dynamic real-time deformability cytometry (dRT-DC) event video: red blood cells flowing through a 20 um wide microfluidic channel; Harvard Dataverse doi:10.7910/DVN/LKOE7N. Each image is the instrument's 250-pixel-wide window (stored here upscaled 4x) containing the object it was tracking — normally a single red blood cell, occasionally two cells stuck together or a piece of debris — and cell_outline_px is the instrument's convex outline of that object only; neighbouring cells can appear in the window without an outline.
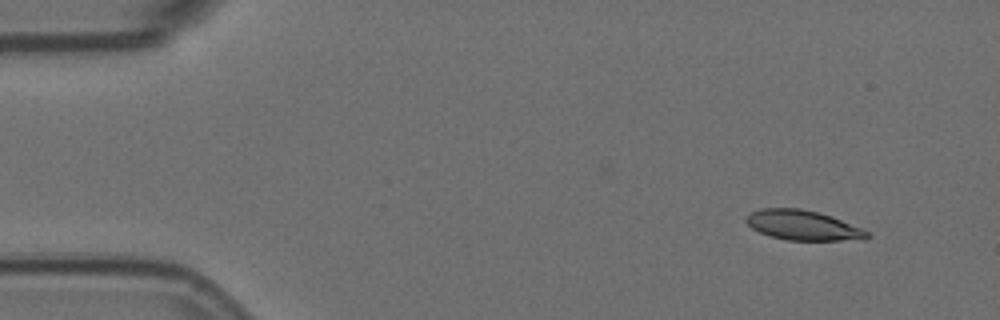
{"species": "Egyptian fruit bat (a non-hibernating species)", "species_latin": "Rousettus aegyptiacus", "temperature_condition": "room temperature", "stored_images_in_passage": 14, "camera_frame_rate_fps": 3000, "um_per_image_px": 0.085, "animal": {"sex": "female"}, "frame": {"image": 1, "passage_image": 1, "time_ms": 0.0, "image_size_px": [1000, 320], "cell_outline_px": [[872, 236], [868, 240], [788, 240], [768, 236], [752, 228], [744, 220], [752, 212], [760, 208], [800, 208], [832, 216], [860, 228], [868, 232]], "centroid_in_image_um": [68.27, 19.16], "position_along_channel_um": 16.7, "area_um2": 21.04}}
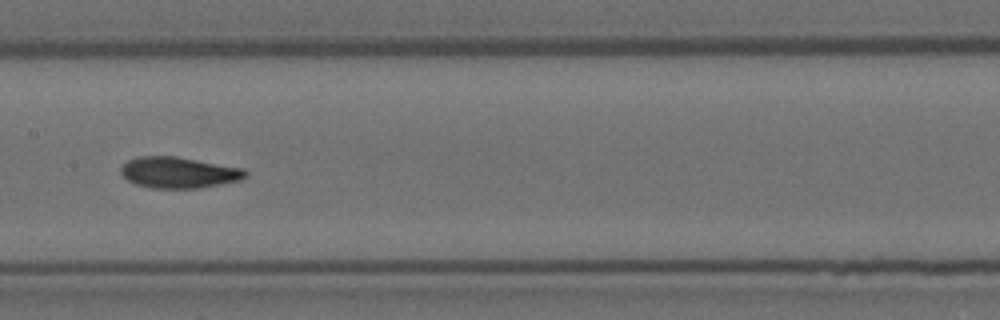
{"frame": {"image": 2, "passage_image": 7, "time_ms": 2.0, "image_size_px": [1000, 320], "cell_outline_px": [[248, 176], [240, 180], [200, 188], [152, 188], [136, 184], [128, 180], [120, 172], [120, 168], [128, 160], [140, 156], [176, 156], [244, 168], [248, 172]], "centroid_in_image_um": [15.22, 14.66], "position_along_channel_um": 192.2, "area_um2": 22.6}}
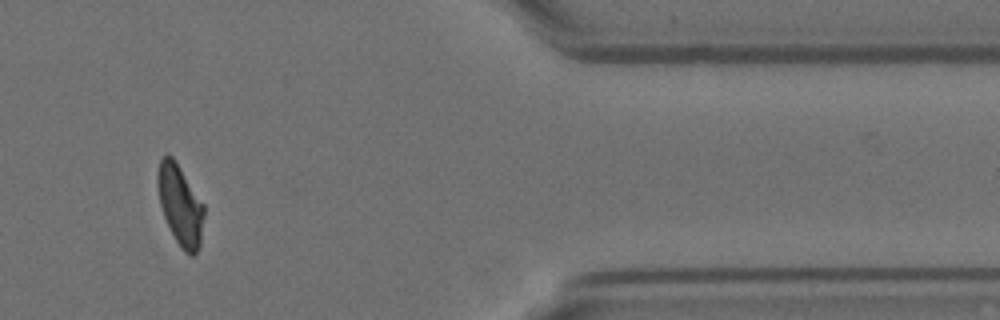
{"frame": {"image": 3, "passage_image": 12, "time_ms": 3.667, "image_size_px": [1000, 320], "cell_outline_px": [[204, 216], [200, 244], [196, 252], [192, 256], [188, 256], [180, 248], [164, 216], [160, 204], [156, 184], [156, 172], [160, 160], [168, 152], [172, 156], [204, 204]], "centroid_in_image_um": [15.3, 17.42], "position_along_channel_um": 396.1, "area_um2": 21.73}}